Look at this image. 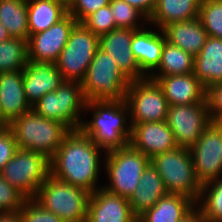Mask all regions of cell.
Listing matches in <instances>:
<instances>
[{"mask_svg": "<svg viewBox=\"0 0 222 222\" xmlns=\"http://www.w3.org/2000/svg\"><path fill=\"white\" fill-rule=\"evenodd\" d=\"M100 147L80 130H72L50 159L55 178L94 193L100 169Z\"/></svg>", "mask_w": 222, "mask_h": 222, "instance_id": "1", "label": "cell"}, {"mask_svg": "<svg viewBox=\"0 0 222 222\" xmlns=\"http://www.w3.org/2000/svg\"><path fill=\"white\" fill-rule=\"evenodd\" d=\"M94 109L91 122H82L79 130L91 138L105 153L129 145L132 126L126 125L130 114L125 99L121 101H87L85 109ZM127 128H126V127Z\"/></svg>", "mask_w": 222, "mask_h": 222, "instance_id": "2", "label": "cell"}, {"mask_svg": "<svg viewBox=\"0 0 222 222\" xmlns=\"http://www.w3.org/2000/svg\"><path fill=\"white\" fill-rule=\"evenodd\" d=\"M8 128L19 149L41 153L49 160L72 131L65 124L42 117L33 110L13 119Z\"/></svg>", "mask_w": 222, "mask_h": 222, "instance_id": "3", "label": "cell"}, {"mask_svg": "<svg viewBox=\"0 0 222 222\" xmlns=\"http://www.w3.org/2000/svg\"><path fill=\"white\" fill-rule=\"evenodd\" d=\"M130 82L115 60L99 47L81 87L86 101H121Z\"/></svg>", "mask_w": 222, "mask_h": 222, "instance_id": "4", "label": "cell"}, {"mask_svg": "<svg viewBox=\"0 0 222 222\" xmlns=\"http://www.w3.org/2000/svg\"><path fill=\"white\" fill-rule=\"evenodd\" d=\"M92 193L63 182L51 174L41 184L34 200L64 222H86Z\"/></svg>", "mask_w": 222, "mask_h": 222, "instance_id": "5", "label": "cell"}, {"mask_svg": "<svg viewBox=\"0 0 222 222\" xmlns=\"http://www.w3.org/2000/svg\"><path fill=\"white\" fill-rule=\"evenodd\" d=\"M150 163L162 177L168 193L185 195L197 203L202 185L196 177L188 148L176 147L157 154L150 159Z\"/></svg>", "mask_w": 222, "mask_h": 222, "instance_id": "6", "label": "cell"}, {"mask_svg": "<svg viewBox=\"0 0 222 222\" xmlns=\"http://www.w3.org/2000/svg\"><path fill=\"white\" fill-rule=\"evenodd\" d=\"M86 102L80 82L64 81L55 91L41 97L32 110L42 117L65 124L71 130H79L82 123L79 112L85 109Z\"/></svg>", "mask_w": 222, "mask_h": 222, "instance_id": "7", "label": "cell"}, {"mask_svg": "<svg viewBox=\"0 0 222 222\" xmlns=\"http://www.w3.org/2000/svg\"><path fill=\"white\" fill-rule=\"evenodd\" d=\"M0 174L26 199H34L50 175V160L41 153L18 149Z\"/></svg>", "mask_w": 222, "mask_h": 222, "instance_id": "8", "label": "cell"}, {"mask_svg": "<svg viewBox=\"0 0 222 222\" xmlns=\"http://www.w3.org/2000/svg\"><path fill=\"white\" fill-rule=\"evenodd\" d=\"M98 48L99 36L93 34L83 23L77 22L55 62L63 79L81 83Z\"/></svg>", "mask_w": 222, "mask_h": 222, "instance_id": "9", "label": "cell"}, {"mask_svg": "<svg viewBox=\"0 0 222 222\" xmlns=\"http://www.w3.org/2000/svg\"><path fill=\"white\" fill-rule=\"evenodd\" d=\"M105 168L110 179L109 186L102 187L110 193L129 198L139 184L150 159L130 144L107 152Z\"/></svg>", "mask_w": 222, "mask_h": 222, "instance_id": "10", "label": "cell"}, {"mask_svg": "<svg viewBox=\"0 0 222 222\" xmlns=\"http://www.w3.org/2000/svg\"><path fill=\"white\" fill-rule=\"evenodd\" d=\"M130 110V123L166 121L169 104L156 81L146 78L131 81L125 94Z\"/></svg>", "mask_w": 222, "mask_h": 222, "instance_id": "11", "label": "cell"}, {"mask_svg": "<svg viewBox=\"0 0 222 222\" xmlns=\"http://www.w3.org/2000/svg\"><path fill=\"white\" fill-rule=\"evenodd\" d=\"M211 122L206 99L202 103L168 107L166 123L177 147L190 149Z\"/></svg>", "mask_w": 222, "mask_h": 222, "instance_id": "12", "label": "cell"}, {"mask_svg": "<svg viewBox=\"0 0 222 222\" xmlns=\"http://www.w3.org/2000/svg\"><path fill=\"white\" fill-rule=\"evenodd\" d=\"M189 151L201 185L219 179L222 173V123L211 122Z\"/></svg>", "mask_w": 222, "mask_h": 222, "instance_id": "13", "label": "cell"}, {"mask_svg": "<svg viewBox=\"0 0 222 222\" xmlns=\"http://www.w3.org/2000/svg\"><path fill=\"white\" fill-rule=\"evenodd\" d=\"M76 23V19L68 13L47 30L31 35L28 40V60L55 63Z\"/></svg>", "mask_w": 222, "mask_h": 222, "instance_id": "14", "label": "cell"}, {"mask_svg": "<svg viewBox=\"0 0 222 222\" xmlns=\"http://www.w3.org/2000/svg\"><path fill=\"white\" fill-rule=\"evenodd\" d=\"M136 31L130 28H116L99 36V47L115 60L119 69L130 81L147 78L140 70L130 47L132 36Z\"/></svg>", "mask_w": 222, "mask_h": 222, "instance_id": "15", "label": "cell"}, {"mask_svg": "<svg viewBox=\"0 0 222 222\" xmlns=\"http://www.w3.org/2000/svg\"><path fill=\"white\" fill-rule=\"evenodd\" d=\"M130 124L132 133L129 144L149 159L177 147L173 132L166 121Z\"/></svg>", "mask_w": 222, "mask_h": 222, "instance_id": "16", "label": "cell"}, {"mask_svg": "<svg viewBox=\"0 0 222 222\" xmlns=\"http://www.w3.org/2000/svg\"><path fill=\"white\" fill-rule=\"evenodd\" d=\"M150 80L156 81L163 89L169 106L202 103L206 90L194 73L171 76L148 74Z\"/></svg>", "mask_w": 222, "mask_h": 222, "instance_id": "17", "label": "cell"}, {"mask_svg": "<svg viewBox=\"0 0 222 222\" xmlns=\"http://www.w3.org/2000/svg\"><path fill=\"white\" fill-rule=\"evenodd\" d=\"M64 81L55 63L28 61L23 69L25 97L31 107L45 94L55 91Z\"/></svg>", "mask_w": 222, "mask_h": 222, "instance_id": "18", "label": "cell"}, {"mask_svg": "<svg viewBox=\"0 0 222 222\" xmlns=\"http://www.w3.org/2000/svg\"><path fill=\"white\" fill-rule=\"evenodd\" d=\"M86 222H137L128 198L100 188L92 193Z\"/></svg>", "mask_w": 222, "mask_h": 222, "instance_id": "19", "label": "cell"}, {"mask_svg": "<svg viewBox=\"0 0 222 222\" xmlns=\"http://www.w3.org/2000/svg\"><path fill=\"white\" fill-rule=\"evenodd\" d=\"M32 110L23 85V70L0 73V115L9 124Z\"/></svg>", "mask_w": 222, "mask_h": 222, "instance_id": "20", "label": "cell"}, {"mask_svg": "<svg viewBox=\"0 0 222 222\" xmlns=\"http://www.w3.org/2000/svg\"><path fill=\"white\" fill-rule=\"evenodd\" d=\"M167 194L162 177L149 163L142 173L137 188L128 198L132 214L138 219Z\"/></svg>", "mask_w": 222, "mask_h": 222, "instance_id": "21", "label": "cell"}, {"mask_svg": "<svg viewBox=\"0 0 222 222\" xmlns=\"http://www.w3.org/2000/svg\"><path fill=\"white\" fill-rule=\"evenodd\" d=\"M157 33L152 30H137L131 41V50L140 67V70L147 75L153 69L155 70L160 63L162 47L166 41L164 32ZM163 34V35H162ZM148 72V73H147Z\"/></svg>", "mask_w": 222, "mask_h": 222, "instance_id": "22", "label": "cell"}, {"mask_svg": "<svg viewBox=\"0 0 222 222\" xmlns=\"http://www.w3.org/2000/svg\"><path fill=\"white\" fill-rule=\"evenodd\" d=\"M193 73L205 90L222 82V39L207 37L201 51L194 57Z\"/></svg>", "mask_w": 222, "mask_h": 222, "instance_id": "23", "label": "cell"}, {"mask_svg": "<svg viewBox=\"0 0 222 222\" xmlns=\"http://www.w3.org/2000/svg\"><path fill=\"white\" fill-rule=\"evenodd\" d=\"M162 31L166 41L178 46L193 57L198 55L208 37L199 17L168 24Z\"/></svg>", "mask_w": 222, "mask_h": 222, "instance_id": "24", "label": "cell"}, {"mask_svg": "<svg viewBox=\"0 0 222 222\" xmlns=\"http://www.w3.org/2000/svg\"><path fill=\"white\" fill-rule=\"evenodd\" d=\"M196 204L185 195L168 193L141 215L137 222H179L197 206Z\"/></svg>", "mask_w": 222, "mask_h": 222, "instance_id": "25", "label": "cell"}, {"mask_svg": "<svg viewBox=\"0 0 222 222\" xmlns=\"http://www.w3.org/2000/svg\"><path fill=\"white\" fill-rule=\"evenodd\" d=\"M202 0H157L148 22L155 23L159 31L168 24L188 21L199 16Z\"/></svg>", "mask_w": 222, "mask_h": 222, "instance_id": "26", "label": "cell"}, {"mask_svg": "<svg viewBox=\"0 0 222 222\" xmlns=\"http://www.w3.org/2000/svg\"><path fill=\"white\" fill-rule=\"evenodd\" d=\"M29 35L47 30L59 22L68 10L54 0H27Z\"/></svg>", "mask_w": 222, "mask_h": 222, "instance_id": "27", "label": "cell"}, {"mask_svg": "<svg viewBox=\"0 0 222 222\" xmlns=\"http://www.w3.org/2000/svg\"><path fill=\"white\" fill-rule=\"evenodd\" d=\"M0 22L12 38L29 40L27 0H0Z\"/></svg>", "mask_w": 222, "mask_h": 222, "instance_id": "28", "label": "cell"}, {"mask_svg": "<svg viewBox=\"0 0 222 222\" xmlns=\"http://www.w3.org/2000/svg\"><path fill=\"white\" fill-rule=\"evenodd\" d=\"M157 69L160 74L156 76L184 75L194 72V57L179 48L164 42L161 60Z\"/></svg>", "mask_w": 222, "mask_h": 222, "instance_id": "29", "label": "cell"}, {"mask_svg": "<svg viewBox=\"0 0 222 222\" xmlns=\"http://www.w3.org/2000/svg\"><path fill=\"white\" fill-rule=\"evenodd\" d=\"M28 61L27 40L11 37L0 42V73L23 70Z\"/></svg>", "mask_w": 222, "mask_h": 222, "instance_id": "30", "label": "cell"}, {"mask_svg": "<svg viewBox=\"0 0 222 222\" xmlns=\"http://www.w3.org/2000/svg\"><path fill=\"white\" fill-rule=\"evenodd\" d=\"M219 179L203 184L198 198L200 202L206 196L199 210L207 222H222V178Z\"/></svg>", "mask_w": 222, "mask_h": 222, "instance_id": "31", "label": "cell"}, {"mask_svg": "<svg viewBox=\"0 0 222 222\" xmlns=\"http://www.w3.org/2000/svg\"><path fill=\"white\" fill-rule=\"evenodd\" d=\"M198 17L209 37L222 39V0H202Z\"/></svg>", "mask_w": 222, "mask_h": 222, "instance_id": "32", "label": "cell"}, {"mask_svg": "<svg viewBox=\"0 0 222 222\" xmlns=\"http://www.w3.org/2000/svg\"><path fill=\"white\" fill-rule=\"evenodd\" d=\"M110 7L115 21L116 28H130L133 30H141L142 26L137 25L136 20L139 16L145 17L137 8L131 6L124 0H111Z\"/></svg>", "mask_w": 222, "mask_h": 222, "instance_id": "33", "label": "cell"}, {"mask_svg": "<svg viewBox=\"0 0 222 222\" xmlns=\"http://www.w3.org/2000/svg\"><path fill=\"white\" fill-rule=\"evenodd\" d=\"M93 34L98 36L115 29L114 16L110 4L101 7L82 22Z\"/></svg>", "mask_w": 222, "mask_h": 222, "instance_id": "34", "label": "cell"}, {"mask_svg": "<svg viewBox=\"0 0 222 222\" xmlns=\"http://www.w3.org/2000/svg\"><path fill=\"white\" fill-rule=\"evenodd\" d=\"M19 213L22 222H64L56 214L44 209L34 199H26Z\"/></svg>", "mask_w": 222, "mask_h": 222, "instance_id": "35", "label": "cell"}, {"mask_svg": "<svg viewBox=\"0 0 222 222\" xmlns=\"http://www.w3.org/2000/svg\"><path fill=\"white\" fill-rule=\"evenodd\" d=\"M26 198L0 174V213L19 212Z\"/></svg>", "mask_w": 222, "mask_h": 222, "instance_id": "36", "label": "cell"}, {"mask_svg": "<svg viewBox=\"0 0 222 222\" xmlns=\"http://www.w3.org/2000/svg\"><path fill=\"white\" fill-rule=\"evenodd\" d=\"M111 0H75L73 5L68 9L78 23H82L89 15L110 4Z\"/></svg>", "mask_w": 222, "mask_h": 222, "instance_id": "37", "label": "cell"}, {"mask_svg": "<svg viewBox=\"0 0 222 222\" xmlns=\"http://www.w3.org/2000/svg\"><path fill=\"white\" fill-rule=\"evenodd\" d=\"M205 99L211 121L222 123V82L208 87Z\"/></svg>", "mask_w": 222, "mask_h": 222, "instance_id": "38", "label": "cell"}, {"mask_svg": "<svg viewBox=\"0 0 222 222\" xmlns=\"http://www.w3.org/2000/svg\"><path fill=\"white\" fill-rule=\"evenodd\" d=\"M12 131L6 127L0 130V172L18 150Z\"/></svg>", "mask_w": 222, "mask_h": 222, "instance_id": "39", "label": "cell"}, {"mask_svg": "<svg viewBox=\"0 0 222 222\" xmlns=\"http://www.w3.org/2000/svg\"><path fill=\"white\" fill-rule=\"evenodd\" d=\"M124 1H126L131 6L137 8L139 11H141L145 16V20H148L150 18L157 2V0H124Z\"/></svg>", "mask_w": 222, "mask_h": 222, "instance_id": "40", "label": "cell"}, {"mask_svg": "<svg viewBox=\"0 0 222 222\" xmlns=\"http://www.w3.org/2000/svg\"><path fill=\"white\" fill-rule=\"evenodd\" d=\"M196 207L187 214L182 220L179 222H207V220L203 217L200 210H195Z\"/></svg>", "mask_w": 222, "mask_h": 222, "instance_id": "41", "label": "cell"}, {"mask_svg": "<svg viewBox=\"0 0 222 222\" xmlns=\"http://www.w3.org/2000/svg\"><path fill=\"white\" fill-rule=\"evenodd\" d=\"M0 222H22L19 212L0 213Z\"/></svg>", "mask_w": 222, "mask_h": 222, "instance_id": "42", "label": "cell"}, {"mask_svg": "<svg viewBox=\"0 0 222 222\" xmlns=\"http://www.w3.org/2000/svg\"><path fill=\"white\" fill-rule=\"evenodd\" d=\"M9 38H11L10 34L8 33L4 25L0 22V42L8 40Z\"/></svg>", "mask_w": 222, "mask_h": 222, "instance_id": "43", "label": "cell"}, {"mask_svg": "<svg viewBox=\"0 0 222 222\" xmlns=\"http://www.w3.org/2000/svg\"><path fill=\"white\" fill-rule=\"evenodd\" d=\"M54 1L60 3L68 10L73 5L75 0H54Z\"/></svg>", "mask_w": 222, "mask_h": 222, "instance_id": "44", "label": "cell"}, {"mask_svg": "<svg viewBox=\"0 0 222 222\" xmlns=\"http://www.w3.org/2000/svg\"><path fill=\"white\" fill-rule=\"evenodd\" d=\"M6 127H8V124L3 120V118L0 115V130Z\"/></svg>", "mask_w": 222, "mask_h": 222, "instance_id": "45", "label": "cell"}]
</instances>
